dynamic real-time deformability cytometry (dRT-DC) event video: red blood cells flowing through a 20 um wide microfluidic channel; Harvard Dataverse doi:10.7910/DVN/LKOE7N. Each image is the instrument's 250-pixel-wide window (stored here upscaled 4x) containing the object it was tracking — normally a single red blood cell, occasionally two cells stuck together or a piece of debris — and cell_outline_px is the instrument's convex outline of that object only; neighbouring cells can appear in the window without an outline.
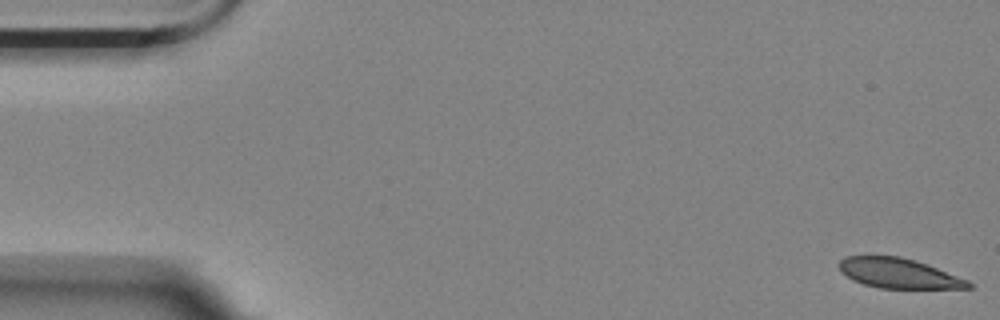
{"species": "Egyptian fruit bat (a non-hibernating species)", "species_latin": "Rousettus aegyptiacus", "temperature_condition": "room temperature", "stored_images_in_passage": 6, "camera_frame_rate_fps": 3000, "um_per_image_px": 0.085, "animal": {"sex": "female"}, "frame": {"image": 1, "passage_image": 1, "time_ms": 0.0, "image_size_px": [1000, 320], "cell_outline_px": [[972, 288], [880, 288], [864, 284], [852, 280], [840, 272], [836, 264], [844, 256], [900, 256], [916, 260], [968, 280], [972, 284]], "centroid_in_image_um": [76.32, 23.22], "position_along_channel_um": 8.7, "area_um2": 22.6}}
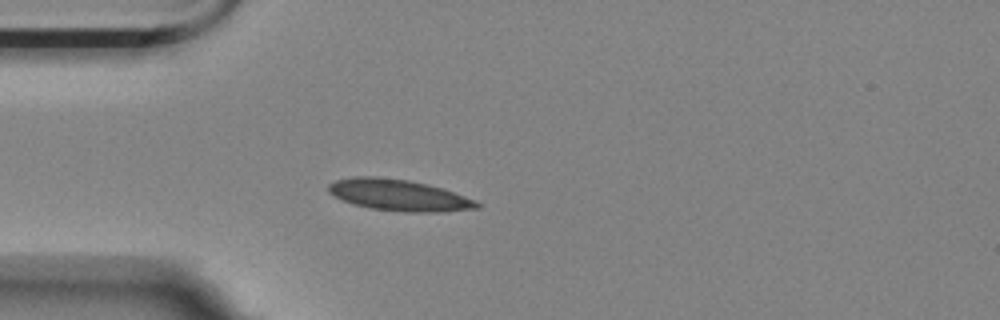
{"frame": {"image": 2, "passage_image": 5, "time_ms": 4.667, "image_size_px": [1000, 320], "cell_outline_px": [[480, 208], [444, 212], [404, 212], [372, 208], [352, 204], [328, 192], [328, 184], [336, 180], [356, 176], [376, 176], [408, 180], [428, 184], [444, 188], [476, 200], [480, 204]], "centroid_in_image_um": [33.94, 16.58], "position_along_channel_um": 51.1, "area_um2": 27.22}}